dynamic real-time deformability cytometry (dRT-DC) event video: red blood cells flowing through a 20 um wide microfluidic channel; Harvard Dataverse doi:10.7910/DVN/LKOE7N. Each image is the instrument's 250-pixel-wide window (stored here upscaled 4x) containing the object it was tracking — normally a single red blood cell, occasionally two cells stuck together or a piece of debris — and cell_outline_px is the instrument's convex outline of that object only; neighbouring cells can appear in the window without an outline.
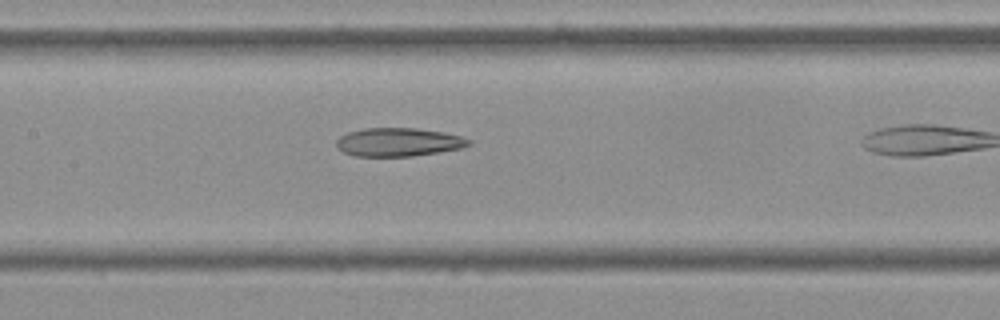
{"species": "Egyptian fruit bat (a non-hibernating species)", "species_latin": "Rousettus aegyptiacus", "temperature_condition": "cold", "stored_images_in_passage": 26, "camera_frame_rate_fps": 3000, "um_per_image_px": 0.085, "frame": {"image": 1, "passage_image": 22, "time_ms": 7.0, "image_size_px": [1000, 320], "cell_outline_px": [[472, 144], [460, 148], [412, 156], [356, 156], [344, 152], [336, 148], [336, 140], [340, 136], [348, 132], [364, 128], [416, 128], [444, 132], [460, 136], [472, 140]], "centroid_in_image_um": [33.85, 12.07], "position_along_channel_um": 173.5, "area_um2": 21.91}}